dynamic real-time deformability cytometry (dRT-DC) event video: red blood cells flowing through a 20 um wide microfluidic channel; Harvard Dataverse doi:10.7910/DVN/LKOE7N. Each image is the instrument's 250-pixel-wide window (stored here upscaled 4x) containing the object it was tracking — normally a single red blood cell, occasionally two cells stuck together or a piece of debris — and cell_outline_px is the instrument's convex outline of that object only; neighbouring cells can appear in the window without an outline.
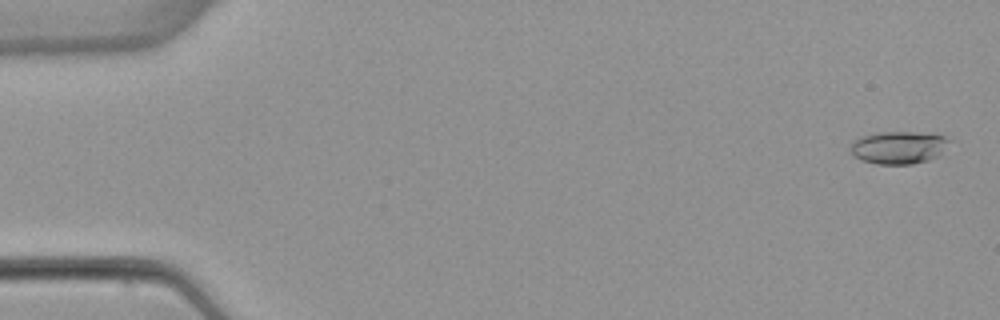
{"species": "common noctule bat (a hibernating species)", "species_latin": "Nyctalus noctula", "temperature_condition": "warm", "stored_images_in_passage": 53, "camera_frame_rate_fps": 3000, "um_per_image_px": 0.085, "animal": {"sex": "female", "body_mass_g": 22.7, "forearm_length_mm": 54.2}, "frame": {"image": 1, "passage_image": 2, "time_ms": 0.333, "image_size_px": [1000, 320], "cell_outline_px": [[956, 140], [936, 156], [928, 160], [912, 164], [876, 164], [864, 160], [856, 156], [852, 152], [852, 140], [876, 132], [916, 132], [944, 136]], "centroid_in_image_um": [76.45, 12.52], "position_along_channel_um": 8.5, "area_um2": 18.73}}
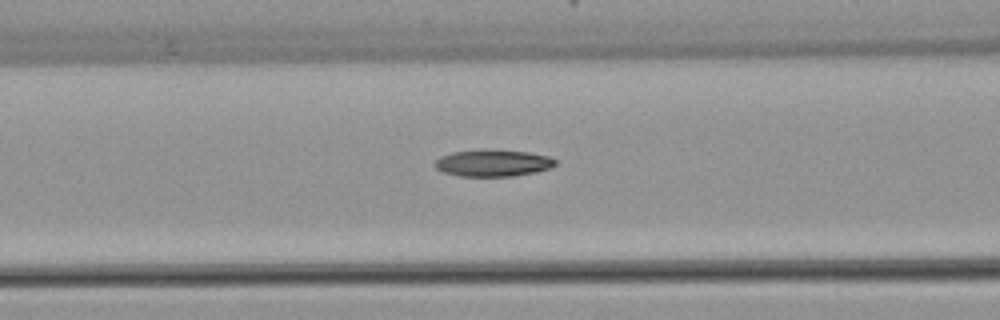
{"frame": {"image": 2, "passage_image": 22, "time_ms": 7.0, "image_size_px": [1000, 320], "cell_outline_px": [[556, 164], [548, 168], [536, 172], [512, 176], [460, 176], [444, 172], [436, 168], [432, 164], [440, 156], [452, 152], [528, 152], [548, 156], [556, 160]], "centroid_in_image_um": [41.88, 13.9], "position_along_channel_um": 124.7, "area_um2": 17.92}}
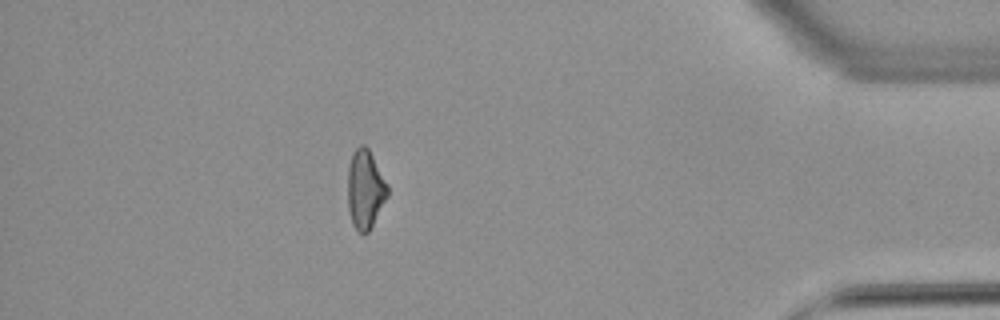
{"frame": {"image": 3, "passage_image": 47, "time_ms": 15.333, "image_size_px": [1000, 320], "cell_outline_px": [[388, 196], [368, 232], [356, 232], [352, 224], [348, 208], [348, 168], [352, 152], [360, 144], [364, 144], [368, 148], [388, 184]], "centroid_in_image_um": [31.03, 16.08], "position_along_channel_um": 404.2, "area_um2": 18.32}, "authors_computed_cell_mechanics": {"area_um2": 18.496, "velocity_mm_per_s": 3.9075, "shape_relaxation_time_tau1_ms": 10.3818, "shape_relaxation_time_tau2_ms": 8.4422, "deformation_change_tau1": 0.2457, "deformation_change_tau2": 0.188}}